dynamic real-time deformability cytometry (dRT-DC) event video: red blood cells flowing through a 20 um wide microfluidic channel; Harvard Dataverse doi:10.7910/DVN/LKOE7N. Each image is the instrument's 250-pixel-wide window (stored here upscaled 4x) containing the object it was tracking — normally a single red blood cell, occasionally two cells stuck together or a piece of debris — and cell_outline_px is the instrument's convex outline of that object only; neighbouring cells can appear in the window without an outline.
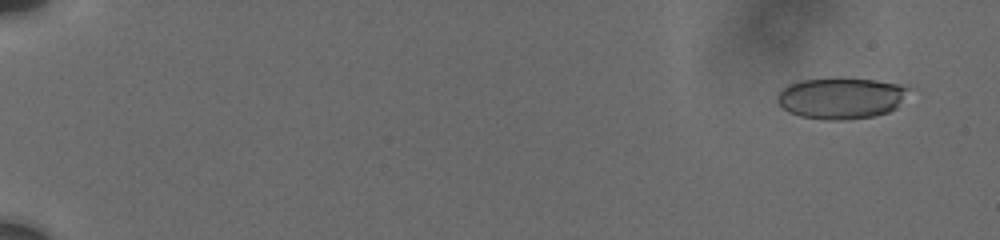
{"species": "human", "species_latin": "Homo sapiens", "temperature_condition": "cold", "stored_images_in_passage": 16, "camera_frame_rate_fps": 3000, "um_per_image_px": 0.085, "donor": {"sex": "male"}, "frame": {"image": 1, "passage_image": 2, "time_ms": 1.0, "image_size_px": [1000, 240], "cell_outline_px": [[912, 88], [896, 108], [888, 112], [872, 116], [844, 120], [824, 120], [800, 116], [788, 112], [780, 104], [776, 96], [788, 84], [800, 80], [832, 76], [876, 80], [900, 84]], "centroid_in_image_um": [71.5, 8.31], "position_along_channel_um": 13.5, "area_um2": 32.14}}
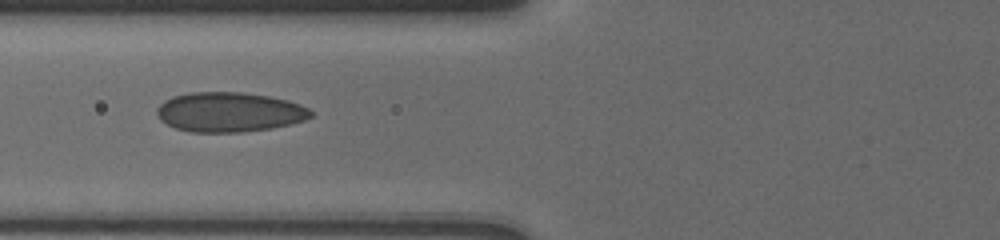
{"frame": {"image": 2, "passage_image": 12, "time_ms": 8.333, "image_size_px": [1000, 240], "cell_outline_px": [[312, 116], [304, 120], [292, 124], [272, 128], [240, 132], [192, 132], [176, 128], [160, 120], [156, 116], [156, 108], [164, 100], [172, 96], [188, 92], [240, 92], [268, 96], [288, 100], [300, 104], [308, 108], [312, 112]], "centroid_in_image_um": [19.47, 9.52], "position_along_channel_um": 106.3, "area_um2": 35.78}}
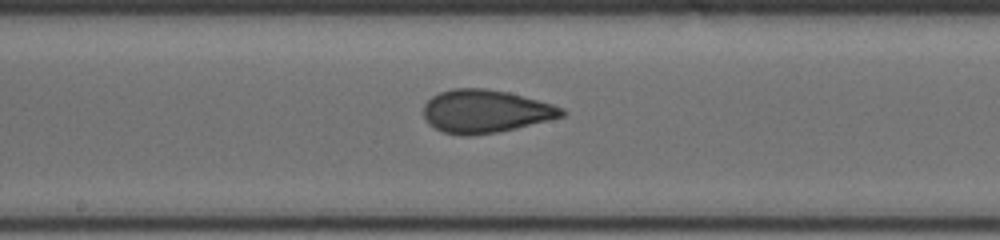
{"frame": {"image": 3, "passage_image": 16, "time_ms": 11.0, "image_size_px": [1000, 240], "cell_outline_px": [[568, 112], [564, 116], [516, 128], [496, 132], [472, 136], [460, 136], [444, 132], [428, 124], [424, 116], [424, 104], [432, 96], [440, 92], [452, 88], [484, 88], [508, 92], [552, 104], [564, 108]], "centroid_in_image_um": [41.25, 9.46], "position_along_channel_um": 206.9, "area_um2": 34.68}}